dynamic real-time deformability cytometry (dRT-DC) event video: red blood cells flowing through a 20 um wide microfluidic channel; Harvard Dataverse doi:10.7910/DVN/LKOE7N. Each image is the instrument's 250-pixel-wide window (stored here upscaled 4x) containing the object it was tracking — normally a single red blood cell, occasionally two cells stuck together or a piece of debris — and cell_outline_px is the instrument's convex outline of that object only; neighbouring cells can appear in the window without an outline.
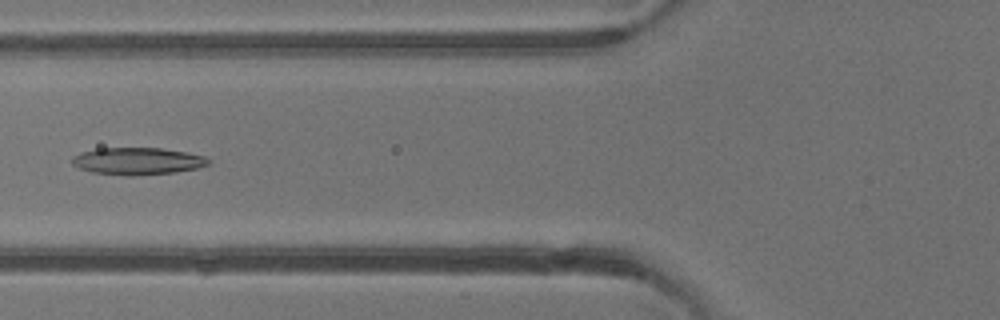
{"species": "common noctule bat (a hibernating species)", "species_latin": "Nyctalus noctula", "temperature_condition": "warm", "stored_images_in_passage": 4, "camera_frame_rate_fps": 3000, "um_per_image_px": 0.085, "animal": {"sex": "male", "body_mass_g": 13.3}, "frame": {"image": 1, "passage_image": 4, "time_ms": 4.667, "image_size_px": [1000, 320], "cell_outline_px": [[212, 160], [208, 164], [196, 168], [176, 172], [132, 176], [128, 176], [92, 172], [80, 168], [72, 164], [72, 156], [80, 152], [96, 148], [160, 148], [188, 152], [204, 156]], "centroid_in_image_um": [11.68, 13.69], "position_along_channel_um": 114.1, "area_um2": 21.68}}